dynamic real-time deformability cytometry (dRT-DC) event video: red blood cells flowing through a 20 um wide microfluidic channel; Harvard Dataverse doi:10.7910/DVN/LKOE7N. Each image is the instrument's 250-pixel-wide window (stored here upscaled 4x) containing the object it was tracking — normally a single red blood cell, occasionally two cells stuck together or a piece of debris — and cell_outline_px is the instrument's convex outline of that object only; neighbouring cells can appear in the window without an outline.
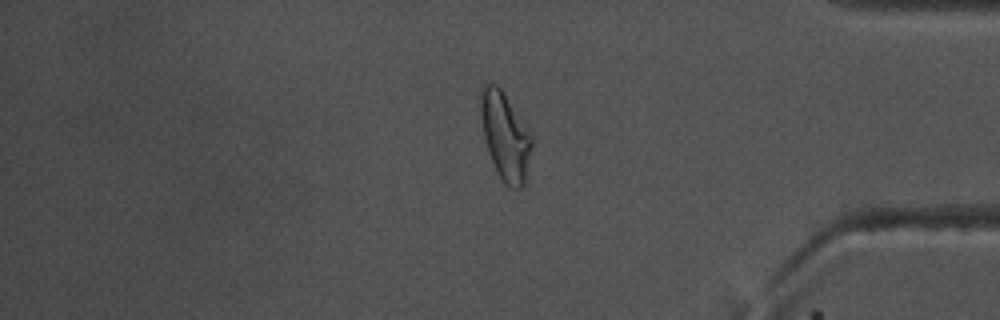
{"species": "common noctule bat (a hibernating species)", "species_latin": "Nyctalus noctula", "temperature_condition": "warm", "stored_images_in_passage": 38, "camera_frame_rate_fps": 3000, "um_per_image_px": 0.085, "animal": {"sex": "male", "body_mass_g": 17.5, "forearm_length_mm": 52.3}, "frame": {"image": 1, "passage_image": 32, "time_ms": 10.333, "image_size_px": [1000, 320], "cell_outline_px": [[532, 144], [524, 184], [520, 188], [512, 188], [504, 184], [496, 172], [484, 136], [480, 116], [480, 92], [484, 84], [496, 84], [500, 88], [532, 136]], "centroid_in_image_um": [42.92, 11.59], "position_along_channel_um": 392.3, "area_um2": 25.55}, "authors_computed_cell_mechanics": {"area_um2": 22.4553, "velocity_mm_per_s": 3.7202, "shape_relaxation_time_tau1_ms": 6.3966, "shape_relaxation_time_tau2_ms": 3.2575, "deformation_change_tau1": 0.1999, "deformation_change_tau2": 0.1004}}